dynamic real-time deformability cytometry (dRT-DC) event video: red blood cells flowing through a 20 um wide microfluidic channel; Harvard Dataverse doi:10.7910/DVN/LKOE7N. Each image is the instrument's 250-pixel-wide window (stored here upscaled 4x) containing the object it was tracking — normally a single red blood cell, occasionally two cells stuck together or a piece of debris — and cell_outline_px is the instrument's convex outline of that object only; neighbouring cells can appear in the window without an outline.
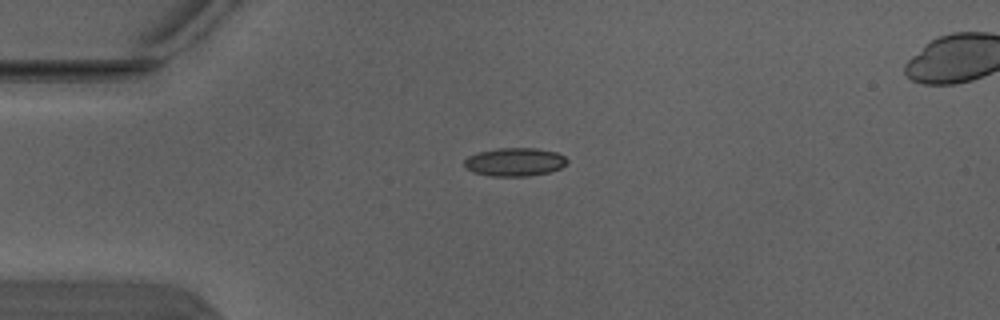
{"species": "Egyptian fruit bat (a non-hibernating species)", "species_latin": "Rousettus aegyptiacus", "temperature_condition": "warm", "stored_images_in_passage": 2, "segment_of_instrument_passage": [1, 2], "camera_frame_rate_fps": 3000, "um_per_image_px": 0.085, "animal": {"sex": "male"}, "frame": {"image": 1, "passage_image": 1, "time_ms": 0.0, "image_size_px": [1000, 320], "cell_outline_px": [[568, 164], [560, 168], [548, 172], [528, 176], [492, 176], [472, 172], [464, 168], [464, 160], [468, 156], [476, 152], [496, 148], [536, 148], [556, 152], [564, 156], [568, 160]], "centroid_in_image_um": [43.72, 13.76], "position_along_channel_um": 41.3, "area_um2": 17.17}}